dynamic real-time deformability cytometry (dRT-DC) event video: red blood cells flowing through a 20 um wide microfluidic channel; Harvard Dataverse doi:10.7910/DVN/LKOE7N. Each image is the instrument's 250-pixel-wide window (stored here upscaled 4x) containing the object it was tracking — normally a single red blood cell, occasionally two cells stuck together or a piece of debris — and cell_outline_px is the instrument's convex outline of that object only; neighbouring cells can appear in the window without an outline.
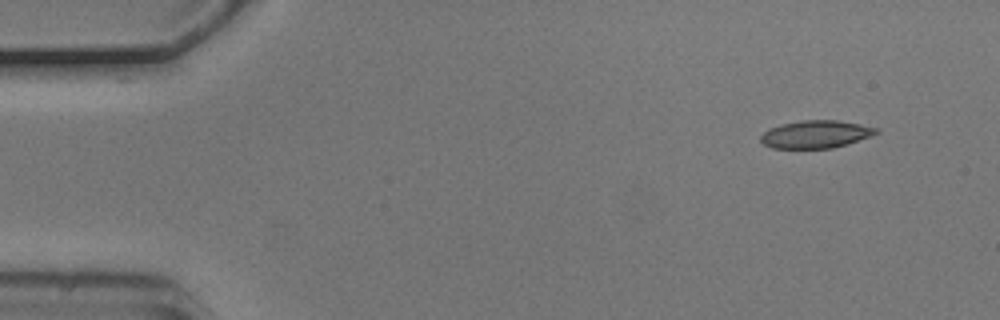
{"species": "common noctule bat (a hibernating species)", "species_latin": "Nyctalus noctula", "temperature_condition": "cold", "stored_images_in_passage": 4, "camera_frame_rate_fps": 3000, "um_per_image_px": 0.085, "animal": {"sex": "male", "body_mass_g": 20.5, "forearm_length_mm": 52.5}, "frame": {"image": 1, "passage_image": 1, "time_ms": 0.0, "image_size_px": [1000, 320], "cell_outline_px": [[880, 132], [872, 136], [832, 148], [772, 148], [764, 144], [760, 140], [760, 136], [768, 128], [780, 124], [800, 120], [836, 120], [860, 124], [880, 128]], "centroid_in_image_um": [69.34, 11.4], "position_along_channel_um": 15.7, "area_um2": 18.73}}
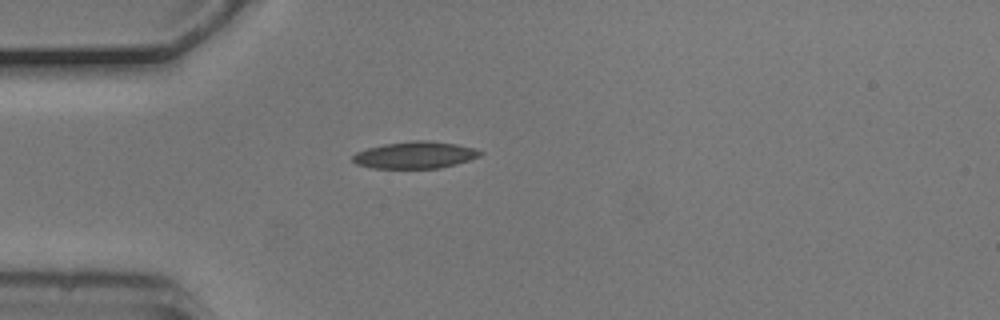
{"frame": {"image": 2, "passage_image": 4, "time_ms": 1.0, "image_size_px": [1000, 320], "cell_outline_px": [[484, 152], [480, 156], [456, 164], [440, 168], [372, 168], [356, 164], [352, 160], [352, 156], [356, 152], [368, 148], [384, 144], [412, 140], [432, 140], [456, 144], [476, 148]], "centroid_in_image_um": [35.29, 13.17], "position_along_channel_um": 49.7, "area_um2": 20.11}}